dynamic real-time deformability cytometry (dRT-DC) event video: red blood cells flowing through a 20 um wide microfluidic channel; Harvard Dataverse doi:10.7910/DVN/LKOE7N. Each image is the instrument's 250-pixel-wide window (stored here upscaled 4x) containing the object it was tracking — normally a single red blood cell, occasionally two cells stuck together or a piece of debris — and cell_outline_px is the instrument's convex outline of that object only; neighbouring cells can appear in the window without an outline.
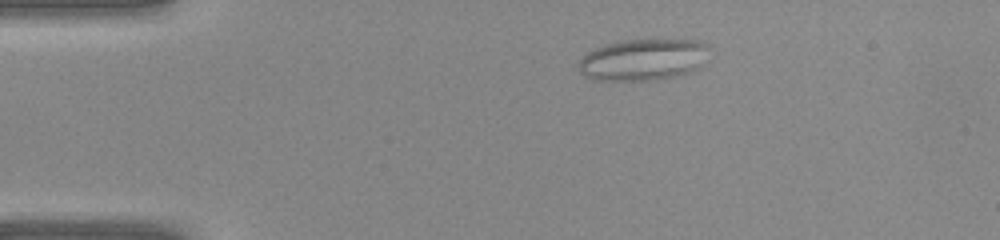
{"species": "common noctule bat (a hibernating species)", "species_latin": "Nyctalus noctula", "temperature_condition": "warm", "stored_images_in_passage": 40, "camera_frame_rate_fps": 3000, "um_per_image_px": 0.085, "animal": {"sex": "female", "body_mass_g": 22.0, "forearm_length_mm": 56.7}, "frame": {"image": 1, "passage_image": 7, "time_ms": 2.0, "image_size_px": [1000, 240], "cell_outline_px": [[708, 48], [704, 64], [700, 68], [692, 72], [676, 76], [656, 80], [596, 80], [584, 76], [580, 72], [580, 60], [588, 52], [604, 44], [624, 40], [656, 36], [704, 40], [708, 44]], "centroid_in_image_um": [54.78, 5.01], "position_along_channel_um": 30.2, "area_um2": 32.95}}
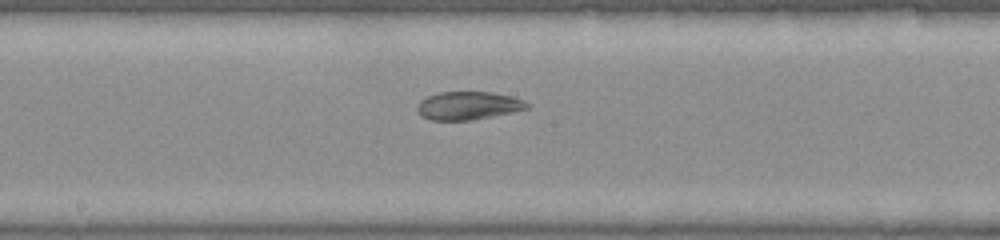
{"frame": {"image": 2, "passage_image": 21, "time_ms": 6.667, "image_size_px": [1000, 240], "cell_outline_px": [[532, 104], [528, 108], [512, 112], [472, 120], [428, 120], [420, 116], [416, 108], [420, 100], [428, 96], [440, 92], [492, 92], [512, 96], [524, 100]], "centroid_in_image_um": [39.8, 8.98], "position_along_channel_um": 208.4, "area_um2": 18.15}}
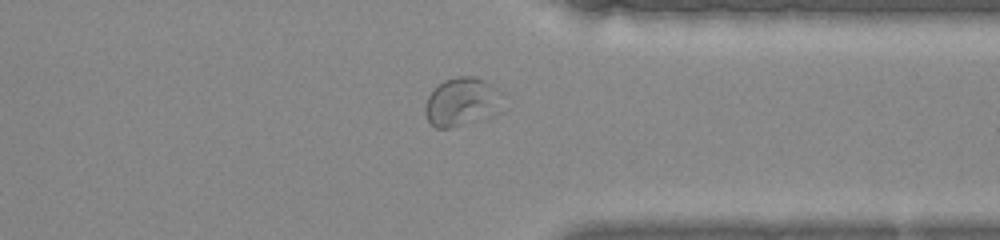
{"frame": {"image": 3, "passage_image": 31, "time_ms": 10.0, "image_size_px": [1000, 240], "cell_outline_px": [[508, 96], [456, 124], [448, 128], [436, 128], [428, 120], [424, 112], [424, 108], [428, 96], [444, 80], [456, 76], [476, 76], [504, 88], [508, 92]], "centroid_in_image_um": [39.17, 8.49], "position_along_channel_um": 372.2, "area_um2": 20.17}}